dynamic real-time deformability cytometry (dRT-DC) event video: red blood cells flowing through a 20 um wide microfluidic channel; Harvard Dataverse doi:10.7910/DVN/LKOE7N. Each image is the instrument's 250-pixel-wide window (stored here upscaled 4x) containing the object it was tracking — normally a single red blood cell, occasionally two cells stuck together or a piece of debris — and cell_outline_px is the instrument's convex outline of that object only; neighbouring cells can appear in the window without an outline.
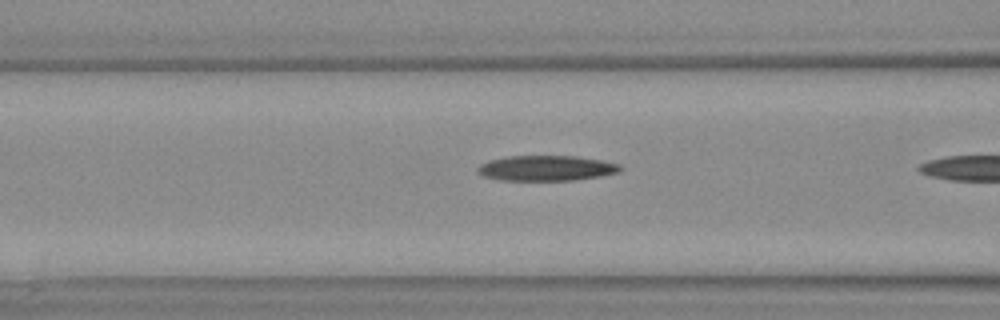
{"species": "Egyptian fruit bat (a non-hibernating species)", "species_latin": "Rousettus aegyptiacus", "temperature_condition": "warm", "stored_images_in_passage": 7, "camera_frame_rate_fps": 3000, "um_per_image_px": 0.085, "animal": {"sex": "female"}, "frame": {"image": 1, "passage_image": 6, "time_ms": 1.667, "image_size_px": [1000, 320], "cell_outline_px": [[624, 168], [620, 172], [600, 176], [576, 180], [500, 180], [484, 176], [476, 172], [476, 168], [480, 164], [488, 160], [508, 156], [576, 156], [600, 160], [620, 164]], "centroid_in_image_um": [46.43, 14.29], "position_along_channel_um": 120.2, "area_um2": 21.15}}